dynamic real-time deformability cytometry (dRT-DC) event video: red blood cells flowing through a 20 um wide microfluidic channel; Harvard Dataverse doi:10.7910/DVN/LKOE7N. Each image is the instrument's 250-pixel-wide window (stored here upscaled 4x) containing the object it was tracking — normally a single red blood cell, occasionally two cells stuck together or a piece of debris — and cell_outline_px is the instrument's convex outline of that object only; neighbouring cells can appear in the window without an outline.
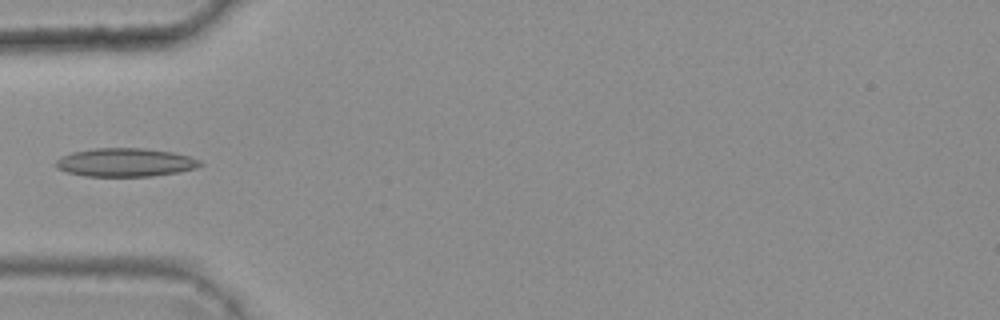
{"species": "common noctule bat (a hibernating species)", "species_latin": "Nyctalus noctula", "temperature_condition": "warm", "stored_images_in_passage": 6, "camera_frame_rate_fps": 3000, "um_per_image_px": 0.085, "animal": {"sex": "female", "body_mass_g": 25.1}, "frame": {"image": 1, "passage_image": 5, "time_ms": 1.333, "image_size_px": [1000, 320], "cell_outline_px": [[204, 164], [196, 168], [176, 172], [152, 176], [84, 176], [64, 172], [56, 168], [56, 160], [60, 156], [72, 152], [96, 148], [144, 148], [172, 152], [188, 156], [200, 160]], "centroid_in_image_um": [10.61, 13.8], "position_along_channel_um": 74.4, "area_um2": 23.99}}
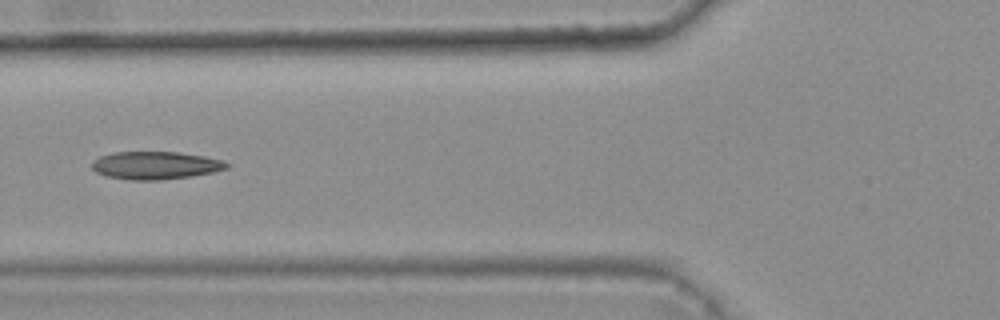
{"frame": {"image": 2, "passage_image": 6, "time_ms": 1.667, "image_size_px": [1000, 320], "cell_outline_px": [[228, 168], [212, 172], [192, 176], [160, 180], [128, 180], [104, 176], [96, 172], [92, 168], [92, 160], [100, 156], [112, 152], [180, 152], [204, 156], [224, 160], [228, 164]], "centroid_in_image_um": [13.18, 14.06], "position_along_channel_um": 112.6, "area_um2": 22.02}}